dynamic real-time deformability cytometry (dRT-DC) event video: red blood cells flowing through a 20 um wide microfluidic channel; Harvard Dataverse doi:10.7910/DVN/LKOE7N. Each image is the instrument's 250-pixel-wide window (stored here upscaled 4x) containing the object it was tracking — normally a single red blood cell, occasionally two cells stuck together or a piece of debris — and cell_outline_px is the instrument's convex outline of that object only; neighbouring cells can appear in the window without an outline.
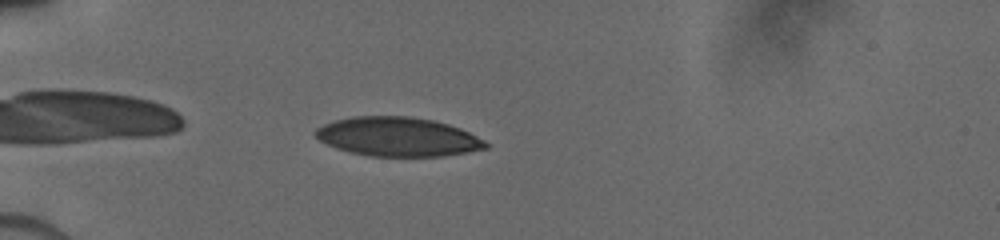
{"species": "human", "species_latin": "Homo sapiens", "temperature_condition": "cold", "stored_images_in_passage": 13, "camera_frame_rate_fps": 3000, "um_per_image_px": 0.085, "donor": {"sex": "male"}, "frame": {"image": 1, "passage_image": 4, "time_ms": 0.667, "image_size_px": [1000, 240], "cell_outline_px": [[488, 148], [468, 152], [444, 156], [372, 156], [352, 152], [336, 148], [320, 140], [312, 132], [316, 128], [324, 124], [336, 120], [352, 116], [408, 116], [432, 120], [448, 124], [460, 128], [484, 140], [488, 144]], "centroid_in_image_um": [33.81, 11.62], "position_along_channel_um": 51.2, "area_um2": 38.61}}
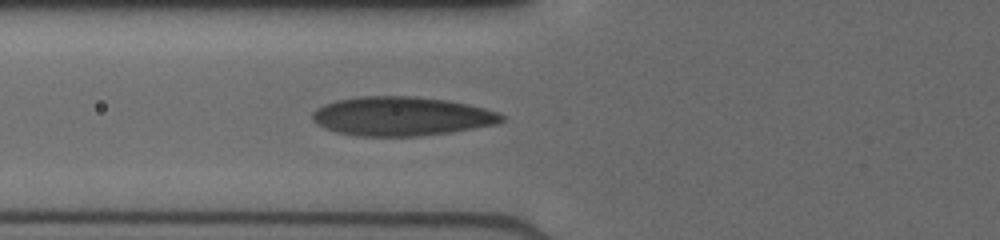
{"frame": {"image": 2, "passage_image": 11, "time_ms": 2.333, "image_size_px": [1000, 240], "cell_outline_px": [[504, 120], [500, 124], [452, 132], [416, 136], [356, 136], [336, 132], [324, 128], [316, 124], [312, 120], [312, 112], [324, 104], [336, 100], [360, 96], [412, 96], [448, 100], [484, 108], [496, 112], [504, 116]], "centroid_in_image_um": [34.12, 9.88], "position_along_channel_um": 91.7, "area_um2": 43.23}}